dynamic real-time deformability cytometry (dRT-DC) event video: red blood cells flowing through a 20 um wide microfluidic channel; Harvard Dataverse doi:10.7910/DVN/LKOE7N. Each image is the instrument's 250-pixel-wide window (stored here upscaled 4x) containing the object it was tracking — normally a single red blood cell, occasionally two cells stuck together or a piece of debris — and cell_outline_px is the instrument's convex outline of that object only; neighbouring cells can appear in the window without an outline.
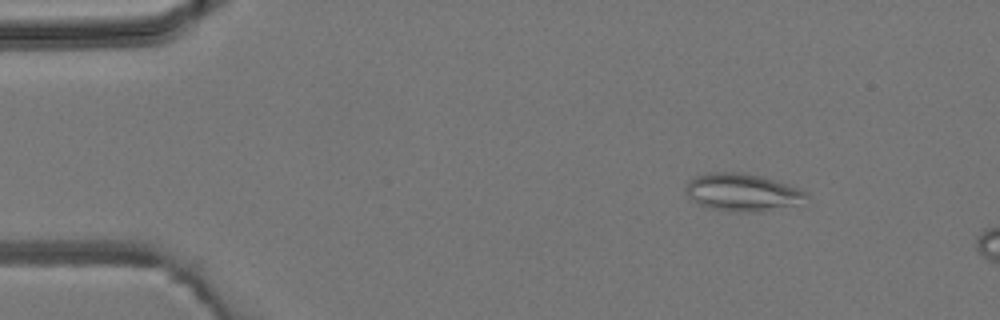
{"species": "common noctule bat (a hibernating species)", "species_latin": "Nyctalus noctula", "temperature_condition": "room temperature", "stored_images_in_passage": 3, "camera_frame_rate_fps": 3000, "um_per_image_px": 0.085, "animal": {"sex": "male", "body_mass_g": 19.2, "forearm_length_mm": 51.8}, "frame": {"image": 1, "passage_image": 2, "time_ms": 1.0, "image_size_px": [1000, 320], "cell_outline_px": [[808, 196], [792, 204], [760, 212], [728, 212], [712, 208], [700, 204], [692, 200], [684, 192], [684, 188], [688, 180], [696, 176], [708, 172], [740, 172], [760, 176], [800, 188], [808, 192]], "centroid_in_image_um": [63.01, 16.33], "position_along_channel_um": 22.0, "area_um2": 26.18}}